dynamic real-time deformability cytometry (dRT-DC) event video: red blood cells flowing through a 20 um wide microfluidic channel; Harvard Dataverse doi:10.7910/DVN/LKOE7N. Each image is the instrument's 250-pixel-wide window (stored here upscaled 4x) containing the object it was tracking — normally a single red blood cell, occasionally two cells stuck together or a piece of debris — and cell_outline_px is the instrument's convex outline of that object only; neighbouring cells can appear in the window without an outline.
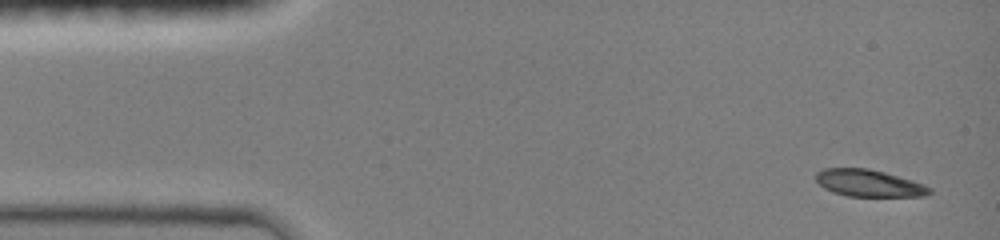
{"species": "common noctule bat (a hibernating species)", "species_latin": "Nyctalus noctula", "temperature_condition": "room temperature", "stored_images_in_passage": 10, "camera_frame_rate_fps": 3000, "um_per_image_px": 0.085, "animal": {"sex": "female", "body_mass_g": 19.0, "forearm_length_mm": 51.5}, "frame": {"image": 1, "passage_image": 1, "time_ms": 0.0, "image_size_px": [1000, 240], "cell_outline_px": [[932, 192], [924, 196], [848, 196], [824, 188], [816, 180], [816, 172], [824, 168], [868, 168], [884, 172], [932, 188]], "centroid_in_image_um": [73.81, 15.56], "position_along_channel_um": 11.2, "area_um2": 17.46}}
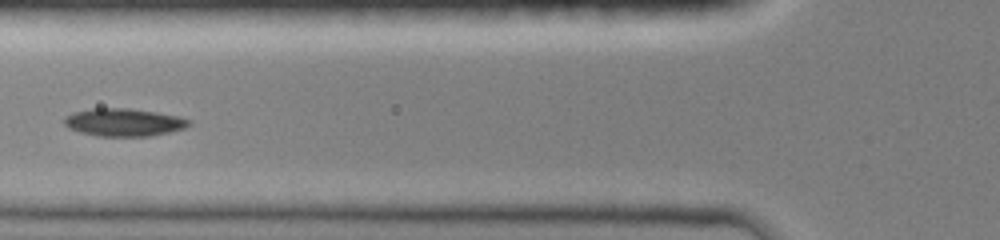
{"frame": {"image": 2, "passage_image": 7, "time_ms": 5.0, "image_size_px": [1000, 240], "cell_outline_px": [[192, 124], [184, 128], [168, 132], [148, 136], [100, 136], [80, 132], [68, 128], [64, 124], [64, 116], [72, 112], [92, 108], [128, 108], [156, 112], [180, 116], [188, 120]], "centroid_in_image_um": [10.49, 10.39], "position_along_channel_um": 115.3, "area_um2": 20.17}}
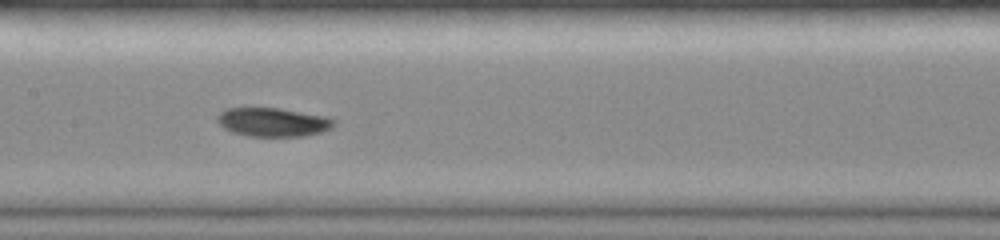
{"frame": {"image": 3, "passage_image": 9, "time_ms": 6.667, "image_size_px": [1000, 240], "cell_outline_px": [[336, 124], [332, 128], [320, 132], [304, 136], [248, 136], [232, 132], [224, 128], [216, 120], [216, 116], [220, 112], [228, 108], [276, 108], [328, 116], [336, 120]], "centroid_in_image_um": [23.22, 10.38], "position_along_channel_um": 184.2, "area_um2": 19.59}}